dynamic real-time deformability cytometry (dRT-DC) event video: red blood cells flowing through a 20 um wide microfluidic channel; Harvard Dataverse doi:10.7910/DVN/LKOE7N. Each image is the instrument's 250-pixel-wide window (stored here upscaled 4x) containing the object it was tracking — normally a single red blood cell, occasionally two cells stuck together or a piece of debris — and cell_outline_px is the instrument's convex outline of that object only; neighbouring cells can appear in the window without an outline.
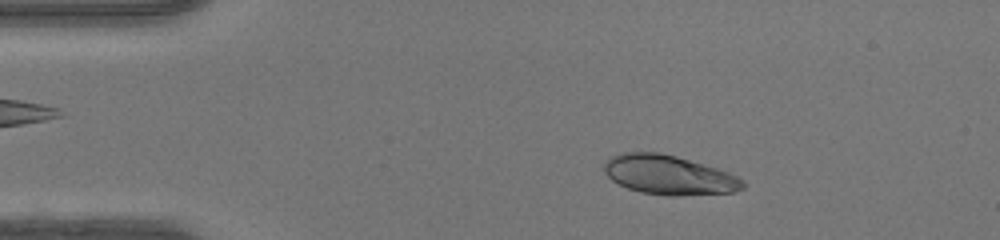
{"species": "human", "species_latin": "Homo sapiens", "temperature_condition": "warm", "stored_images_in_passage": 46, "camera_frame_rate_fps": 3000, "um_per_image_px": 0.085, "donor": {"sex": "female"}, "frame": {"image": 1, "passage_image": 7, "time_ms": 2.0, "image_size_px": [1000, 240], "cell_outline_px": [[744, 188], [736, 192], [676, 196], [668, 196], [640, 192], [628, 188], [612, 180], [604, 172], [604, 164], [612, 156], [620, 152], [660, 152], [676, 156], [716, 168], [728, 172], [744, 180]], "centroid_in_image_um": [56.86, 14.88], "position_along_channel_um": 28.1, "area_um2": 31.79}}
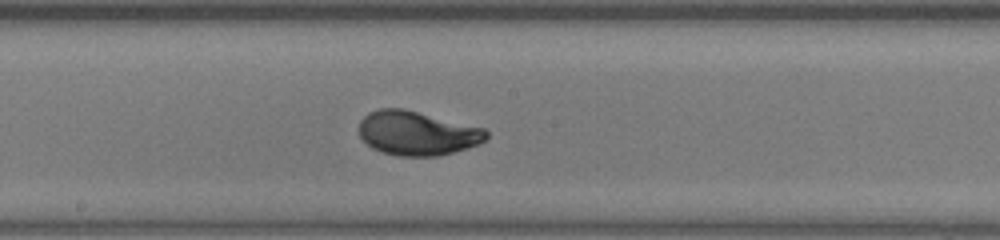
{"frame": {"image": 2, "passage_image": 24, "time_ms": 7.667, "image_size_px": [1000, 240], "cell_outline_px": [[488, 136], [480, 144], [468, 148], [436, 156], [396, 156], [380, 152], [372, 148], [360, 136], [360, 120], [368, 112], [380, 108], [404, 108], [484, 128], [488, 132]], "centroid_in_image_um": [35.45, 11.32], "position_along_channel_um": 212.8, "area_um2": 32.83}}
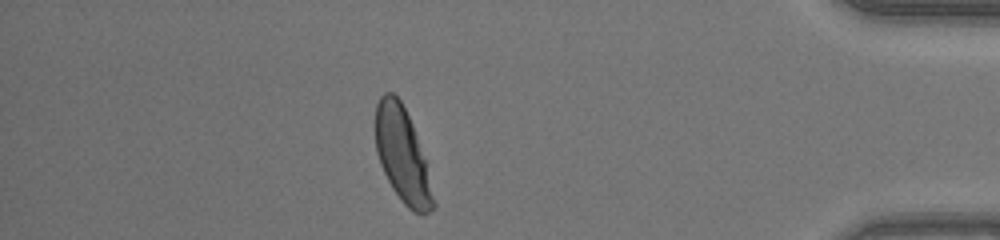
{"frame": {"image": 3, "passage_image": 40, "time_ms": 13.0, "image_size_px": [1000, 240], "cell_outline_px": [[436, 204], [428, 212], [416, 212], [408, 208], [404, 204], [392, 188], [380, 164], [376, 152], [376, 104], [380, 96], [384, 92], [392, 92], [400, 100], [412, 124], [424, 160]], "centroid_in_image_um": [34.17, 13.17], "position_along_channel_um": 401.0, "area_um2": 31.04}, "authors_computed_cell_mechanics": {"area_um2": 32.3102, "velocity_mm_per_s": 4.3671, "shape_relaxation_time_tau1_ms": 2.7134, "shape_relaxation_time_tau2_ms": null, "deformation_change_tau1": 0.1675, "deformation_change_tau2": null}}